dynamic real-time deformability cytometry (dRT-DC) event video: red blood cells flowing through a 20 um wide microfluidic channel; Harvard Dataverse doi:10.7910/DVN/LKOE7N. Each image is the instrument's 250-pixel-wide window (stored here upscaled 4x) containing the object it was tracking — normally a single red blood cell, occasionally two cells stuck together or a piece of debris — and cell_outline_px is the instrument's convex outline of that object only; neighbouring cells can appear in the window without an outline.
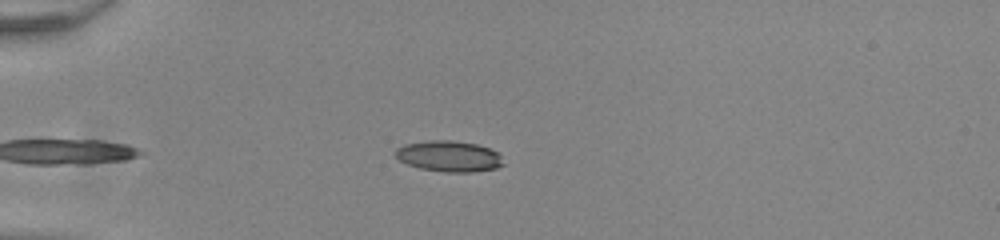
{"species": "common noctule bat (a hibernating species)", "species_latin": "Nyctalus noctula", "temperature_condition": "room temperature", "stored_images_in_passage": 36, "camera_frame_rate_fps": 3000, "um_per_image_px": 0.085, "animal": {"sex": "male", "body_mass_g": 20.0, "forearm_length_mm": 53.3}, "frame": {"image": 1, "passage_image": 2, "time_ms": 0.333, "image_size_px": [1000, 240], "cell_outline_px": [[504, 164], [496, 168], [472, 172], [444, 172], [420, 168], [408, 164], [400, 160], [396, 156], [396, 148], [404, 144], [428, 140], [452, 140], [476, 144], [488, 148], [496, 152], [500, 156]], "centroid_in_image_um": [38.15, 13.27], "position_along_channel_um": 46.9, "area_um2": 19.31}}
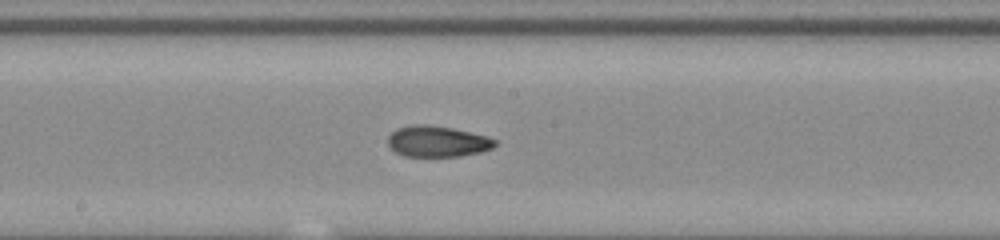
{"frame": {"image": 2, "passage_image": 17, "time_ms": 5.333, "image_size_px": [1000, 240], "cell_outline_px": [[496, 144], [492, 148], [480, 152], [460, 156], [404, 156], [396, 152], [388, 144], [388, 136], [396, 128], [412, 124], [428, 124], [452, 128], [488, 136], [496, 140]], "centroid_in_image_um": [37.17, 12.01], "position_along_channel_um": 211.0, "area_um2": 19.36}}
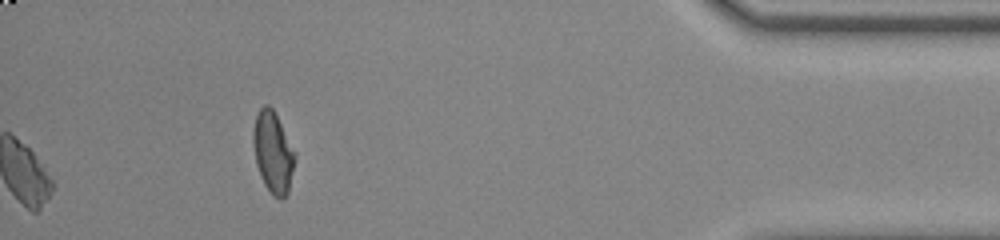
{"frame": {"image": 3, "passage_image": 36, "time_ms": 11.667, "image_size_px": [1000, 240], "cell_outline_px": [[296, 156], [288, 192], [284, 200], [280, 200], [272, 196], [264, 184], [260, 176], [256, 164], [252, 144], [252, 132], [256, 116], [260, 108], [264, 104], [268, 104], [272, 108], [296, 152]], "centroid_in_image_um": [23.2, 12.98], "position_along_channel_um": 412.0, "area_um2": 20.0}, "authors_computed_cell_mechanics": {"area_um2": 19.4208, "velocity_mm_per_s": 3.9137, "shape_relaxation_time_tau1_ms": null, "shape_relaxation_time_tau2_ms": 1.8828, "deformation_change_tau1": null, "deformation_change_tau2": 0.0654}}